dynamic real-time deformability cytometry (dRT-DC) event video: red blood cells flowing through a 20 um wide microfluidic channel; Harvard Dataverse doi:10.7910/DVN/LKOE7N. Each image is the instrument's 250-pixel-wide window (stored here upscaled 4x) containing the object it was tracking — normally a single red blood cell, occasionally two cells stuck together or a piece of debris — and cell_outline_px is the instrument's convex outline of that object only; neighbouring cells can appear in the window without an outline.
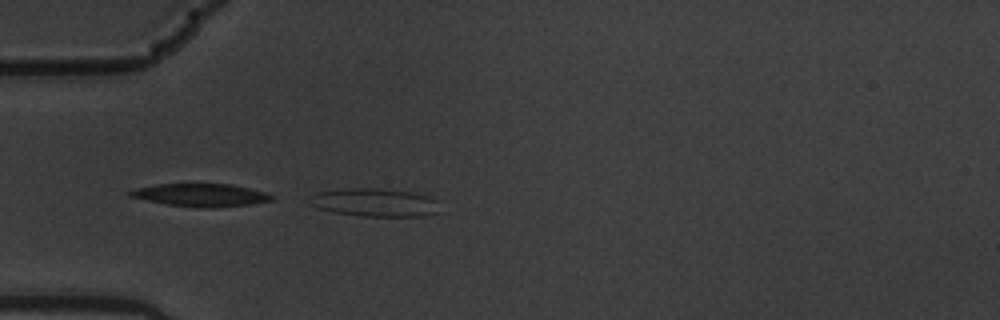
{"species": "common noctule bat (a hibernating species)", "species_latin": "Nyctalus noctula", "temperature_condition": "warm", "stored_images_in_passage": 4, "camera_frame_rate_fps": 3000, "um_per_image_px": 0.085, "animal": {"sex": "male", "body_mass_g": 19.5, "forearm_length_mm": 54.6}, "frame": {"image": 1, "passage_image": 4, "time_ms": 1.0, "image_size_px": [1000, 320], "cell_outline_px": [[440, 212], [424, 216], [360, 216], [336, 212], [320, 208], [312, 204], [312, 196], [316, 192], [344, 188], [376, 188], [412, 192], [428, 196], [436, 200]], "centroid_in_image_um": [31.92, 17.2], "position_along_channel_um": 53.1, "area_um2": 21.15}}